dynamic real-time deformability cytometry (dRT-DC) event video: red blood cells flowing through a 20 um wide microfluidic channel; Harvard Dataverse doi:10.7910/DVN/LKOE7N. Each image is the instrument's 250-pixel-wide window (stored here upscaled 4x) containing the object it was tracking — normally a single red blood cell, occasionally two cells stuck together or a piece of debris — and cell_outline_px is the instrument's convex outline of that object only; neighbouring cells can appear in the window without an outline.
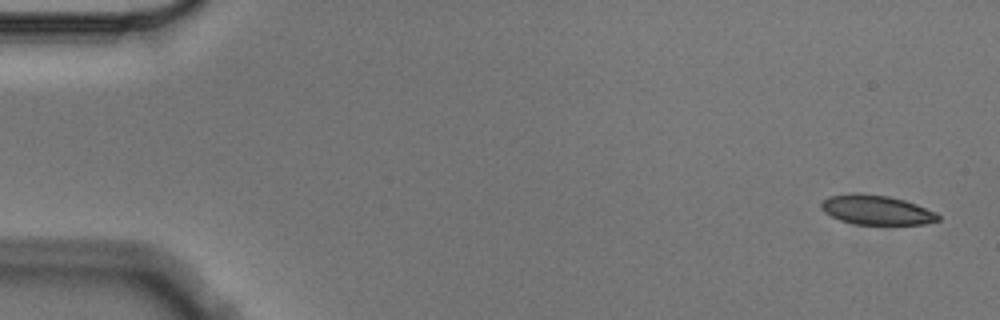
{"species": "Egyptian fruit bat (a non-hibernating species)", "species_latin": "Rousettus aegyptiacus", "temperature_condition": "cold", "stored_images_in_passage": 4, "camera_frame_rate_fps": 3000, "um_per_image_px": 0.085, "animal": {"sex": "male"}, "frame": {"image": 1, "passage_image": 1, "time_ms": 0.0, "image_size_px": [1000, 320], "cell_outline_px": [[940, 220], [924, 224], [856, 224], [840, 220], [824, 212], [820, 208], [820, 204], [828, 196], [852, 192], [860, 192], [888, 196], [904, 200], [916, 204], [936, 212], [940, 216]], "centroid_in_image_um": [74.48, 17.83], "position_along_channel_um": 10.5, "area_um2": 20.23}}
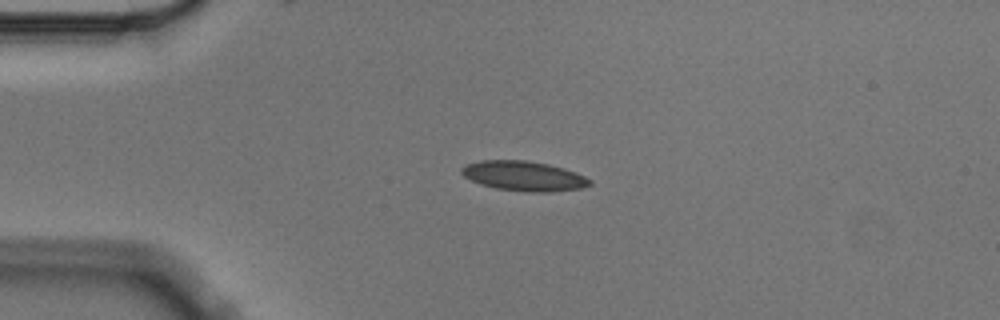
{"frame": {"image": 2, "passage_image": 4, "time_ms": 1.0, "image_size_px": [1000, 320], "cell_outline_px": [[592, 184], [580, 188], [548, 192], [528, 192], [496, 188], [480, 184], [464, 176], [460, 172], [460, 168], [464, 164], [480, 160], [524, 160], [548, 164], [564, 168], [576, 172], [592, 180]], "centroid_in_image_um": [44.5, 14.95], "position_along_channel_um": 40.5, "area_um2": 22.31}}